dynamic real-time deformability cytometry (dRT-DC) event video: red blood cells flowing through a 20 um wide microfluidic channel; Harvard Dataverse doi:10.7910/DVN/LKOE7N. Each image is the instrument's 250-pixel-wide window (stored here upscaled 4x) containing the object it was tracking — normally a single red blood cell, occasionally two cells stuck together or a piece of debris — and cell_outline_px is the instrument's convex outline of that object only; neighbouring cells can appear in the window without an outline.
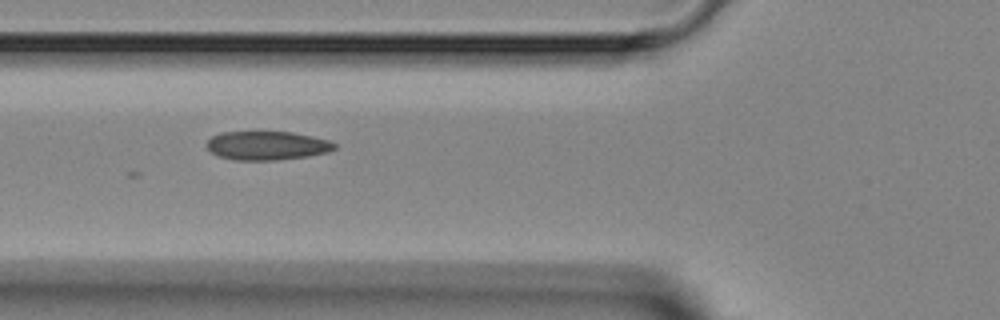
{"species": "Egyptian fruit bat (a non-hibernating species)", "species_latin": "Rousettus aegyptiacus", "temperature_condition": "room temperature", "stored_images_in_passage": 4, "camera_frame_rate_fps": 3000, "um_per_image_px": 0.085, "animal": {"sex": "female"}, "frame": {"image": 1, "passage_image": 3, "time_ms": 2.333, "image_size_px": [1000, 320], "cell_outline_px": [[336, 148], [328, 152], [308, 156], [280, 160], [236, 160], [220, 156], [212, 152], [204, 144], [212, 136], [220, 132], [292, 132], [312, 136], [328, 140], [336, 144]], "centroid_in_image_um": [22.7, 12.37], "position_along_channel_um": 103.1, "area_um2": 21.44}}
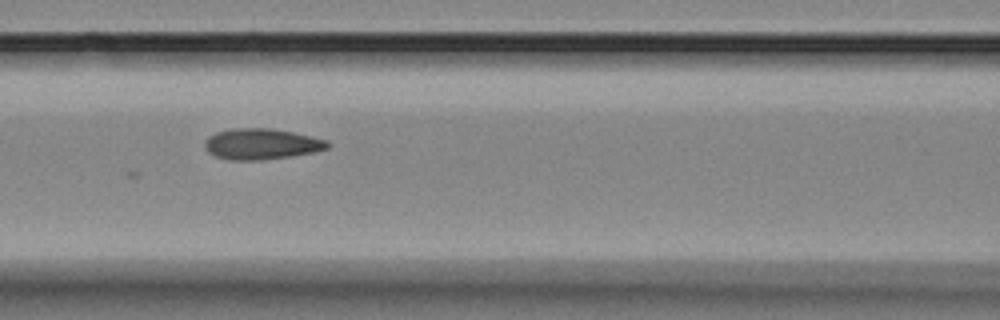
{"frame": {"image": 2, "passage_image": 4, "time_ms": 3.333, "image_size_px": [1000, 320], "cell_outline_px": [[332, 144], [328, 148], [316, 152], [292, 156], [260, 160], [228, 160], [216, 156], [208, 152], [204, 148], [204, 140], [208, 136], [216, 132], [232, 128], [268, 128], [292, 132], [312, 136], [328, 140]], "centroid_in_image_um": [22.23, 12.24], "position_along_channel_um": 144.4, "area_um2": 22.37}}